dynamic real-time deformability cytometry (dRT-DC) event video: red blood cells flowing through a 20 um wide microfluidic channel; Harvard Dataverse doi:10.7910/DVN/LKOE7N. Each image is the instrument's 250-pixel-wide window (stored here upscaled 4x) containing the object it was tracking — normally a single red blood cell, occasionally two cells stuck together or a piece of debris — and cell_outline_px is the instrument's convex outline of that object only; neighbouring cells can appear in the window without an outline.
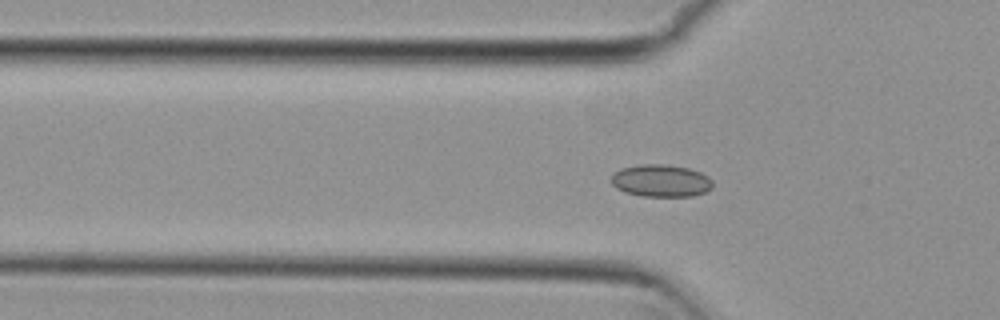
{"species": "common noctule bat (a hibernating species)", "species_latin": "Nyctalus noctula", "temperature_condition": "cold", "stored_images_in_passage": 55, "camera_frame_rate_fps": 3000, "um_per_image_px": 0.085, "animal": {"sex": "female", "body_mass_g": 29.2, "forearm_length_mm": 56.3}, "frame": {"image": 1, "passage_image": 17, "time_ms": 5.333, "image_size_px": [1000, 320], "cell_outline_px": [[712, 188], [704, 192], [692, 196], [644, 196], [624, 192], [616, 188], [612, 184], [612, 176], [620, 168], [640, 164], [664, 164], [688, 168], [700, 172], [708, 176], [712, 180]], "centroid_in_image_um": [56.18, 15.36], "position_along_channel_um": 69.6, "area_um2": 19.07}}
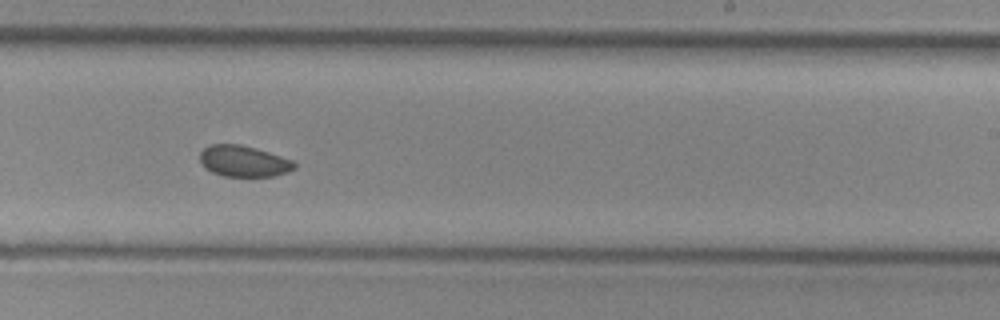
{"frame": {"image": 2, "passage_image": 33, "time_ms": 10.667, "image_size_px": [1000, 320], "cell_outline_px": [[296, 168], [288, 172], [272, 176], [224, 176], [212, 172], [204, 168], [200, 164], [200, 152], [204, 148], [212, 144], [240, 144], [256, 148], [292, 160], [296, 164]], "centroid_in_image_um": [20.69, 13.7], "position_along_channel_um": 268.3, "area_um2": 17.17}}
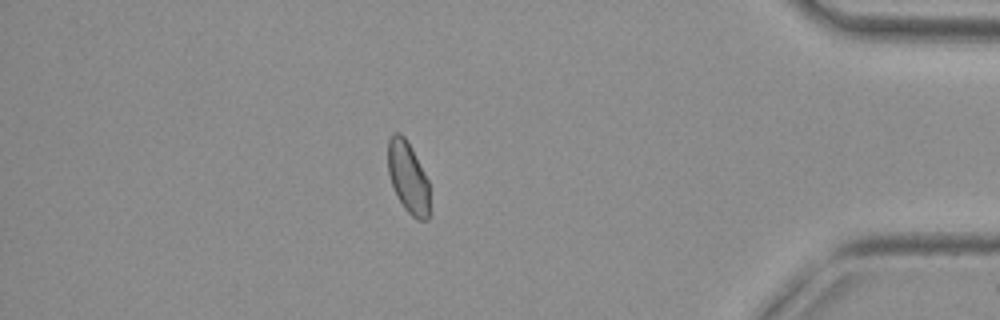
{"frame": {"image": 3, "passage_image": 47, "time_ms": 15.333, "image_size_px": [1000, 320], "cell_outline_px": [[428, 220], [416, 220], [404, 208], [396, 196], [388, 172], [388, 140], [392, 132], [400, 132], [404, 136], [412, 148], [428, 180]], "centroid_in_image_um": [34.66, 15.05], "position_along_channel_um": 400.5, "area_um2": 17.34}, "authors_computed_cell_mechanics": {"area_um2": 18.1492, "velocity_mm_per_s": 3.7291, "shape_relaxation_time_tau1_ms": null, "shape_relaxation_time_tau2_ms": 6.2393, "deformation_change_tau1": null, "deformation_change_tau2": 0.0519}}